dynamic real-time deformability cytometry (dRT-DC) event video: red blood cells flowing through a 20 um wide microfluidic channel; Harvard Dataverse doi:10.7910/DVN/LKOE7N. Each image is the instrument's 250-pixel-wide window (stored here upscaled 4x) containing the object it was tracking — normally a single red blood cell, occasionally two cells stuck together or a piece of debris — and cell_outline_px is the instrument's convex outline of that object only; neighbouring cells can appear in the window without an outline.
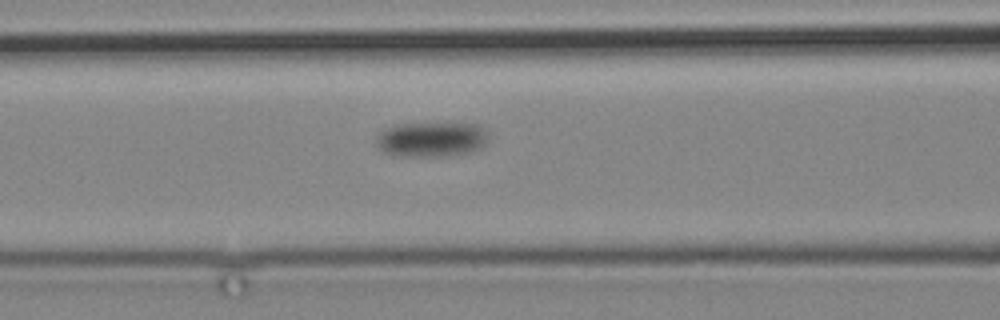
{"species": "common noctule bat (a hibernating species)", "species_latin": "Nyctalus noctula", "temperature_condition": "cold", "stored_images_in_passage": 6, "camera_frame_rate_fps": 3000, "um_per_image_px": 0.085, "animal": {"sex": "male", "body_mass_g": 19.2, "forearm_length_mm": 51.8}, "frame": {"image": 1, "passage_image": 6, "time_ms": 5.667, "image_size_px": [1000, 320], "cell_outline_px": [[488, 140], [480, 148], [472, 152], [452, 156], [400, 156], [384, 152], [376, 144], [376, 136], [380, 132], [388, 128], [400, 124], [480, 124], [488, 132]], "centroid_in_image_um": [36.72, 11.86], "position_along_channel_um": 129.9, "area_um2": 22.83}}